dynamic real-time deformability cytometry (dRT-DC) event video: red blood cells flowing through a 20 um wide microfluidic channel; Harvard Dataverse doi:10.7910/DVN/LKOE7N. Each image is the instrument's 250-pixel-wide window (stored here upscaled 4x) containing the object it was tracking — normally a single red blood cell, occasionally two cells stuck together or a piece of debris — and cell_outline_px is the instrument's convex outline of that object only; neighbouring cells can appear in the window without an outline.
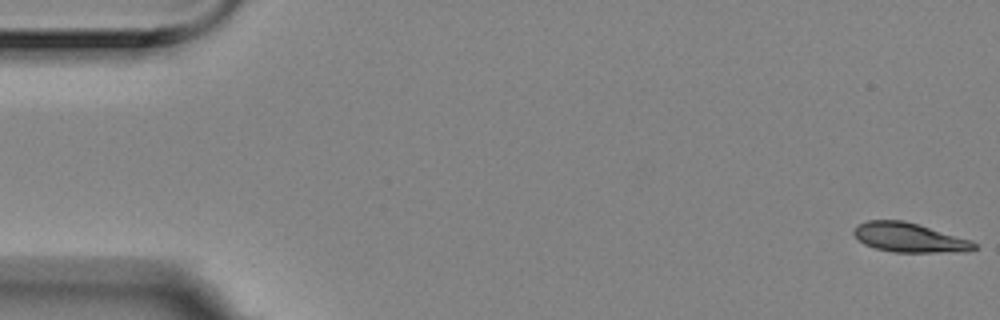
{"species": "Egyptian fruit bat (a non-hibernating species)", "species_latin": "Rousettus aegyptiacus", "temperature_condition": "room temperature", "stored_images_in_passage": 5, "camera_frame_rate_fps": 3000, "um_per_image_px": 0.085, "animal": {"sex": "female"}, "frame": {"image": 1, "passage_image": 1, "time_ms": 0.0, "image_size_px": [1000, 320], "cell_outline_px": [[976, 248], [968, 252], [892, 252], [876, 248], [864, 244], [852, 232], [856, 224], [868, 220], [904, 220], [972, 240], [976, 244]], "centroid_in_image_um": [77.3, 20.19], "position_along_channel_um": 7.7, "area_um2": 20.63}}
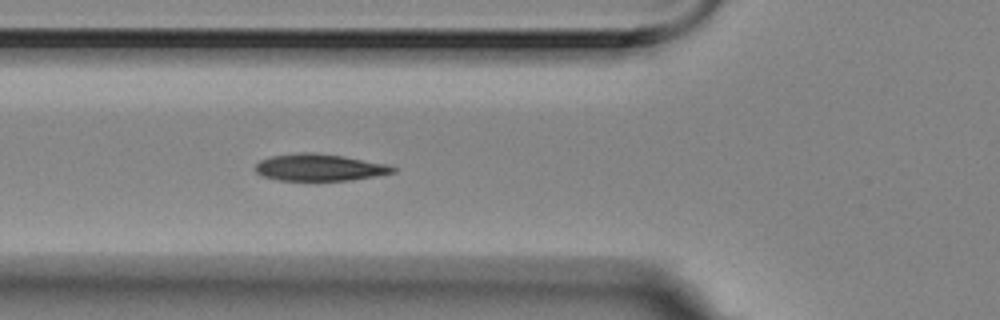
{"frame": {"image": 2, "passage_image": 5, "time_ms": 1.333, "image_size_px": [1000, 320], "cell_outline_px": [[396, 172], [348, 180], [276, 180], [260, 176], [256, 172], [256, 164], [260, 160], [272, 156], [296, 152], [312, 152], [344, 156], [388, 164], [396, 168]], "centroid_in_image_um": [27.12, 14.22], "position_along_channel_um": 98.7, "area_um2": 21.56}}